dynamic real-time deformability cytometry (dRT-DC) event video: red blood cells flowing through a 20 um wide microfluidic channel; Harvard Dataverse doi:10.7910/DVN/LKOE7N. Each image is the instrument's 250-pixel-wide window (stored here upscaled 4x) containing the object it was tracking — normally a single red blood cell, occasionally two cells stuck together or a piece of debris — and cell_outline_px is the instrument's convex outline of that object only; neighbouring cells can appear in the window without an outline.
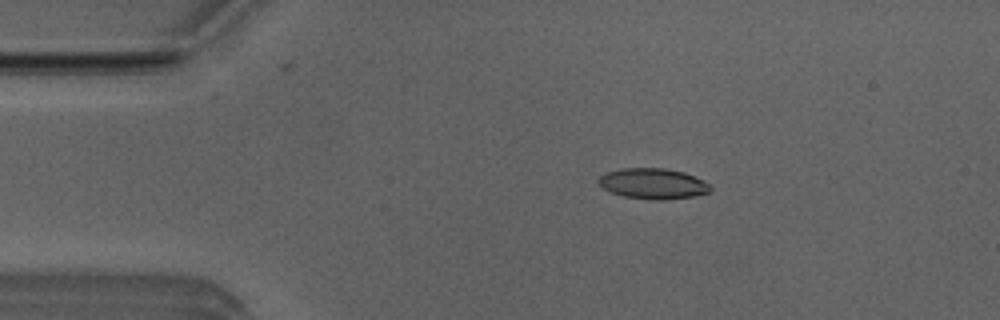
{"species": "Egyptian fruit bat (a non-hibernating species)", "species_latin": "Rousettus aegyptiacus", "temperature_condition": "room temperature", "stored_images_in_passage": 4, "camera_frame_rate_fps": 3000, "um_per_image_px": 0.085, "animal": {"sex": "male"}, "frame": {"image": 1, "passage_image": 2, "time_ms": 0.333, "image_size_px": [1000, 320], "cell_outline_px": [[712, 188], [708, 192], [696, 196], [664, 200], [652, 200], [624, 196], [612, 192], [604, 188], [596, 180], [600, 176], [608, 172], [620, 168], [664, 168], [684, 172], [704, 180]], "centroid_in_image_um": [55.52, 15.61], "position_along_channel_um": 29.5, "area_um2": 19.94}}